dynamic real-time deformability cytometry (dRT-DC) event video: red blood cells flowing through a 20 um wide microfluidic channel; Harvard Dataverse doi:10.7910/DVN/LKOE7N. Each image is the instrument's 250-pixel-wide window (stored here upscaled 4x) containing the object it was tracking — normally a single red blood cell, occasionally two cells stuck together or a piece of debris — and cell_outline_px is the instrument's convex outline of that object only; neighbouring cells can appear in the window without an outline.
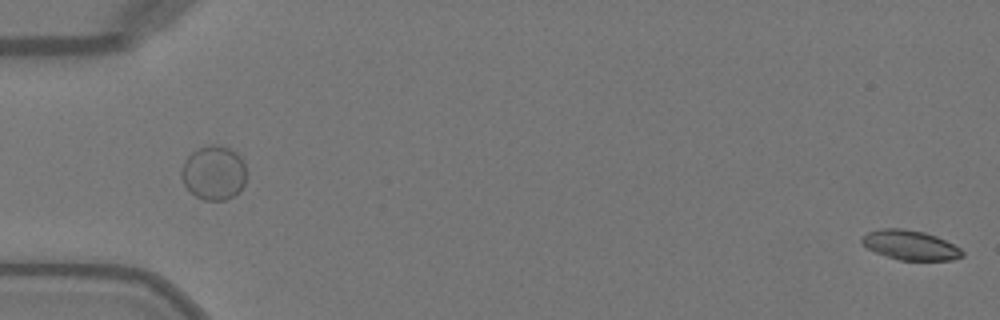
{"species": "Egyptian fruit bat (a non-hibernating species)", "species_latin": "Rousettus aegyptiacus", "temperature_condition": "warm", "stored_images_in_passage": 7, "segment_of_instrument_passage": [2, 2], "camera_frame_rate_fps": 3000, "um_per_image_px": 0.085, "animal": {"sex": "female"}, "frame": {"image": 1, "passage_image": 7, "time_ms": 2.0, "image_size_px": [1000, 320], "cell_outline_px": [[964, 256], [952, 260], [900, 260], [876, 252], [868, 248], [860, 240], [860, 236], [868, 232], [884, 228], [900, 228], [924, 232], [936, 236], [960, 248], [964, 252]], "centroid_in_image_um": [77.37, 20.83], "position_along_channel_um": 7.6, "area_um2": 17.17}}